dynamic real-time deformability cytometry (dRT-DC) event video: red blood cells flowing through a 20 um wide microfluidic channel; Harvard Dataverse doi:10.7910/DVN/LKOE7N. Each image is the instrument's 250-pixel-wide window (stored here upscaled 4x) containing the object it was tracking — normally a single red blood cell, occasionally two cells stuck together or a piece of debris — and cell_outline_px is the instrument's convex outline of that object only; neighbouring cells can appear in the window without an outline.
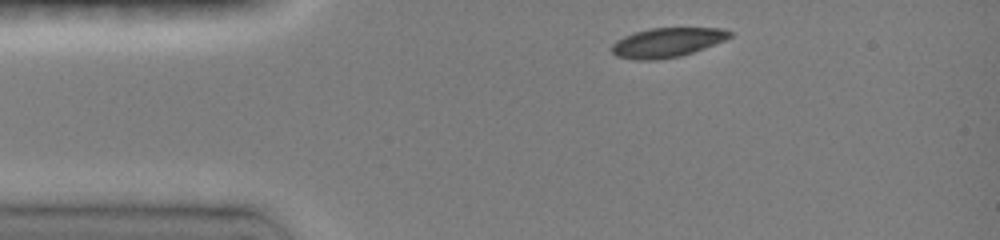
{"species": "common noctule bat (a hibernating species)", "species_latin": "Nyctalus noctula", "temperature_condition": "room temperature", "stored_images_in_passage": 2, "camera_frame_rate_fps": 3000, "um_per_image_px": 0.085, "animal": {"sex": "female", "body_mass_g": 19.0, "forearm_length_mm": 51.5}, "frame": {"image": 1, "passage_image": 1, "time_ms": 0.0, "image_size_px": [1000, 240], "cell_outline_px": [[732, 36], [724, 40], [704, 48], [680, 56], [656, 60], [636, 60], [616, 56], [612, 52], [612, 44], [616, 40], [624, 36], [648, 28], [724, 28], [732, 32]], "centroid_in_image_um": [56.69, 3.61], "position_along_channel_um": 28.3, "area_um2": 20.17}}